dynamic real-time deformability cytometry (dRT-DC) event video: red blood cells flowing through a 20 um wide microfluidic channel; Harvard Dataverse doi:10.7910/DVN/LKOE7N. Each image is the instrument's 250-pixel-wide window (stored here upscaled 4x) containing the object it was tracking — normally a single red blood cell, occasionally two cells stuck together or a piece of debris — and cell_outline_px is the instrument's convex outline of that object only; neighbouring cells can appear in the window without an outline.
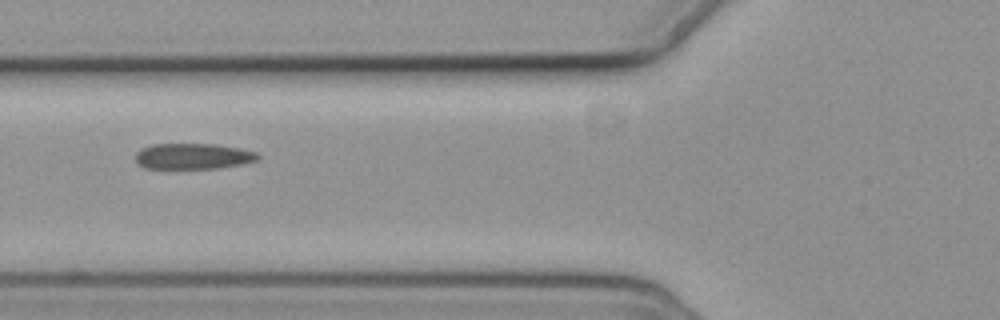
{"species": "common noctule bat (a hibernating species)", "species_latin": "Nyctalus noctula", "temperature_condition": "cold", "stored_images_in_passage": 10, "camera_frame_rate_fps": 3000, "um_per_image_px": 0.085, "animal": {"sex": "female", "body_mass_g": 19.3, "forearm_length_mm": 54.1}, "frame": {"image": 1, "passage_image": 6, "time_ms": 6.667, "image_size_px": [1000, 320], "cell_outline_px": [[260, 156], [256, 160], [240, 164], [220, 168], [144, 168], [136, 164], [136, 152], [140, 148], [152, 144], [216, 144], [240, 148], [256, 152]], "centroid_in_image_um": [16.37, 13.27], "position_along_channel_um": 109.4, "area_um2": 18.44}}
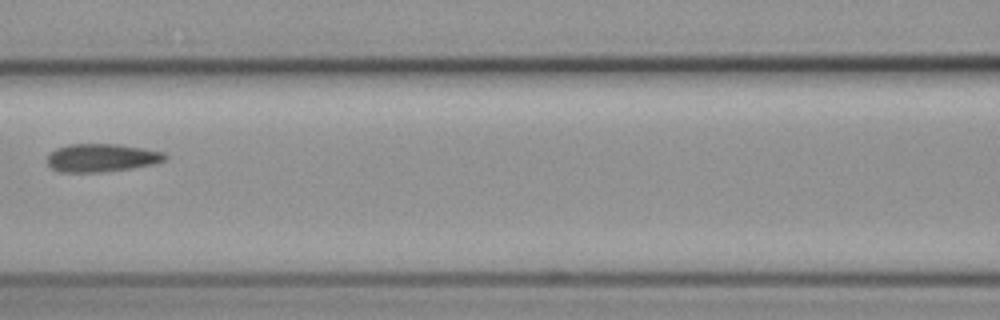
{"frame": {"image": 2, "passage_image": 7, "time_ms": 8.0, "image_size_px": [1000, 320], "cell_outline_px": [[168, 160], [152, 164], [132, 168], [104, 172], [60, 172], [52, 168], [48, 164], [48, 156], [56, 148], [68, 144], [120, 144], [144, 148], [164, 152], [168, 156]], "centroid_in_image_um": [8.68, 13.41], "position_along_channel_um": 157.9, "area_um2": 19.42}}
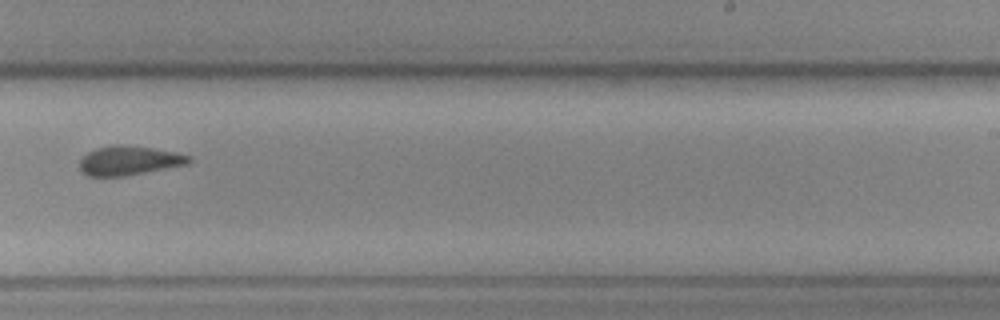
{"frame": {"image": 3, "passage_image": 10, "time_ms": 11.333, "image_size_px": [1000, 320], "cell_outline_px": [[192, 160], [188, 164], [124, 176], [88, 176], [80, 168], [80, 160], [88, 152], [96, 148], [116, 144], [120, 144], [152, 148], [176, 152], [192, 156]], "centroid_in_image_um": [11.0, 13.64], "position_along_channel_um": 278.0, "area_um2": 18.5}}